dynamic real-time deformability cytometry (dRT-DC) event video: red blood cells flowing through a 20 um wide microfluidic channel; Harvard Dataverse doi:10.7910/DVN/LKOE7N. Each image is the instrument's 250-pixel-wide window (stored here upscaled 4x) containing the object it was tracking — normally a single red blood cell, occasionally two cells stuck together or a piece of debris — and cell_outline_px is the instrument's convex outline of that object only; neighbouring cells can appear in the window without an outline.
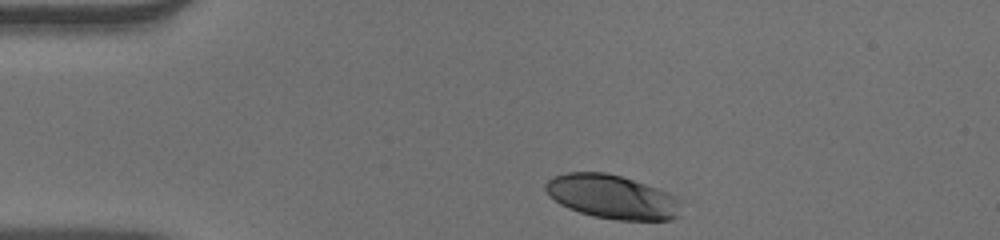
{"species": "human", "species_latin": "Homo sapiens", "temperature_condition": "warm", "stored_images_in_passage": 35, "camera_frame_rate_fps": 3000, "um_per_image_px": 0.085, "donor": {"sex": "male"}, "frame": {"image": 1, "passage_image": 1, "time_ms": 0.0, "image_size_px": [1000, 240], "cell_outline_px": [[684, 200], [680, 216], [672, 220], [616, 220], [592, 216], [568, 208], [560, 204], [548, 196], [544, 188], [544, 184], [552, 176], [568, 172], [604, 172], [620, 176], [668, 192]], "centroid_in_image_um": [52.06, 16.74], "position_along_channel_um": 32.9, "area_um2": 35.14}}
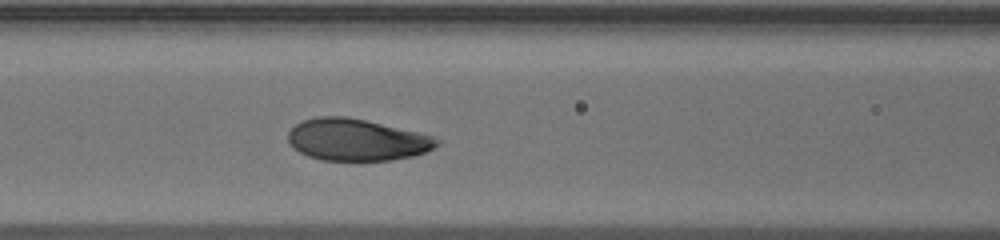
{"frame": {"image": 2, "passage_image": 13, "time_ms": 4.0, "image_size_px": [1000, 240], "cell_outline_px": [[440, 144], [424, 152], [412, 156], [392, 160], [320, 160], [308, 156], [292, 148], [288, 144], [288, 132], [296, 124], [304, 120], [316, 116], [348, 116], [416, 132], [432, 136], [440, 140]], "centroid_in_image_um": [30.27, 11.88], "position_along_channel_um": 136.3, "area_um2": 36.13}}
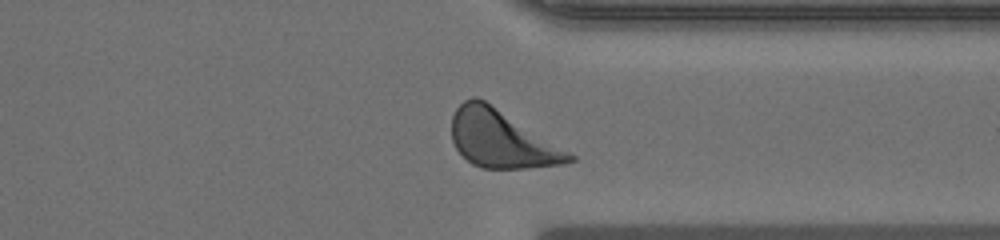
{"frame": {"image": 3, "passage_image": 31, "time_ms": 10.0, "image_size_px": [1000, 240], "cell_outline_px": [[576, 160], [560, 164], [524, 168], [480, 168], [472, 164], [456, 148], [452, 140], [452, 116], [456, 108], [464, 100], [472, 96], [476, 96], [484, 100], [576, 156]], "centroid_in_image_um": [42.59, 11.82], "position_along_channel_um": 368.8, "area_um2": 38.67}, "authors_computed_cell_mechanics": {"area_um2": 37.281, "velocity_mm_per_s": 3.9042, "shape_relaxation_time_tau1_ms": 2.3397, "shape_relaxation_time_tau2_ms": null, "deformation_change_tau1": 0.1516, "deformation_change_tau2": null}}